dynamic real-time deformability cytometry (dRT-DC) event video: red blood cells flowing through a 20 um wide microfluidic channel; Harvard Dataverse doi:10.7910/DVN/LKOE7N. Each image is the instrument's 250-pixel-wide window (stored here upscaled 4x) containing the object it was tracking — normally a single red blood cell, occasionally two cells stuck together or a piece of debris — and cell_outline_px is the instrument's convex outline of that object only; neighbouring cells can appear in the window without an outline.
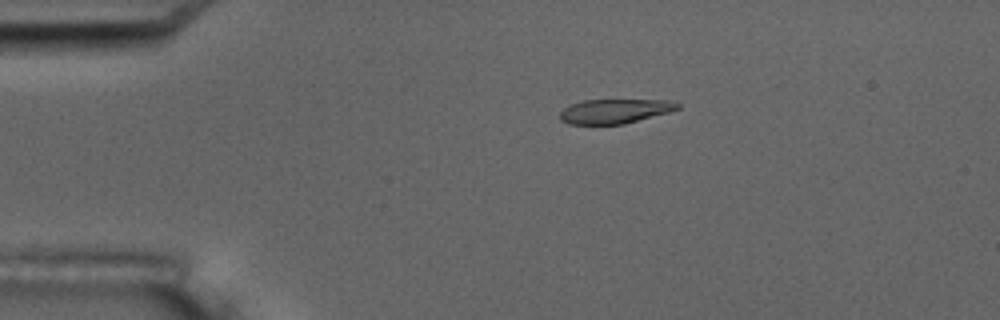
{"species": "common noctule bat (a hibernating species)", "species_latin": "Nyctalus noctula", "temperature_condition": "room temperature", "stored_images_in_passage": 12, "camera_frame_rate_fps": 3000, "um_per_image_px": 0.085, "animal": {"sex": "male", "body_mass_g": 17.5, "forearm_length_mm": 52.3}, "frame": {"image": 1, "passage_image": 4, "time_ms": 3.333, "image_size_px": [1000, 320], "cell_outline_px": [[680, 108], [668, 112], [624, 124], [568, 124], [560, 120], [560, 112], [564, 108], [572, 104], [584, 100], [672, 100], [680, 104]], "centroid_in_image_um": [52.26, 9.45], "position_along_channel_um": 32.7, "area_um2": 16.65}}
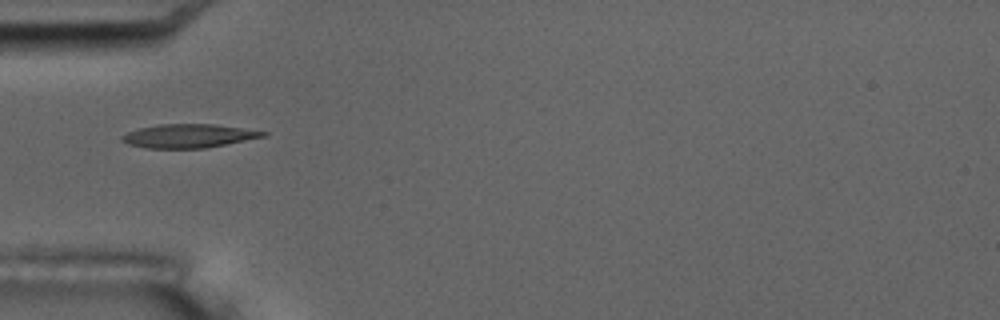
{"frame": {"image": 2, "passage_image": 6, "time_ms": 5.667, "image_size_px": [1000, 320], "cell_outline_px": [[268, 132], [264, 136], [204, 148], [144, 148], [128, 144], [120, 140], [120, 136], [128, 132], [140, 128], [160, 124], [212, 124]], "centroid_in_image_um": [15.94, 11.55], "position_along_channel_um": 69.1, "area_um2": 19.07}}
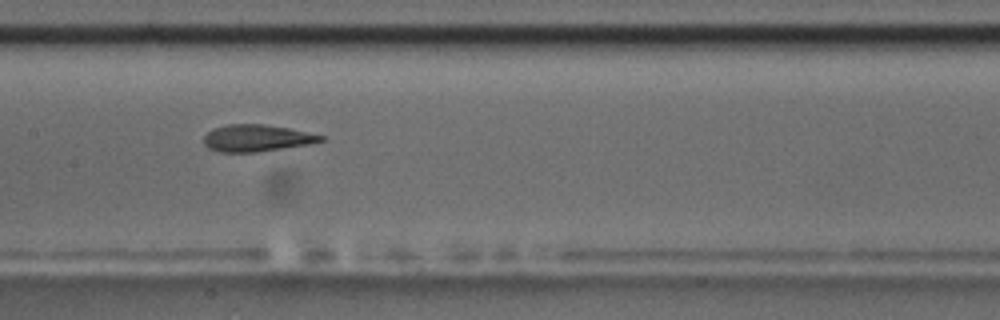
{"frame": {"image": 3, "passage_image": 9, "time_ms": 9.0, "image_size_px": [1000, 320], "cell_outline_px": [[324, 140], [308, 144], [284, 148], [256, 152], [220, 152], [208, 148], [204, 144], [204, 136], [212, 128], [228, 124], [264, 124], [288, 128], [324, 136]], "centroid_in_image_um": [21.77, 11.73], "position_along_channel_um": 185.6, "area_um2": 18.21}}